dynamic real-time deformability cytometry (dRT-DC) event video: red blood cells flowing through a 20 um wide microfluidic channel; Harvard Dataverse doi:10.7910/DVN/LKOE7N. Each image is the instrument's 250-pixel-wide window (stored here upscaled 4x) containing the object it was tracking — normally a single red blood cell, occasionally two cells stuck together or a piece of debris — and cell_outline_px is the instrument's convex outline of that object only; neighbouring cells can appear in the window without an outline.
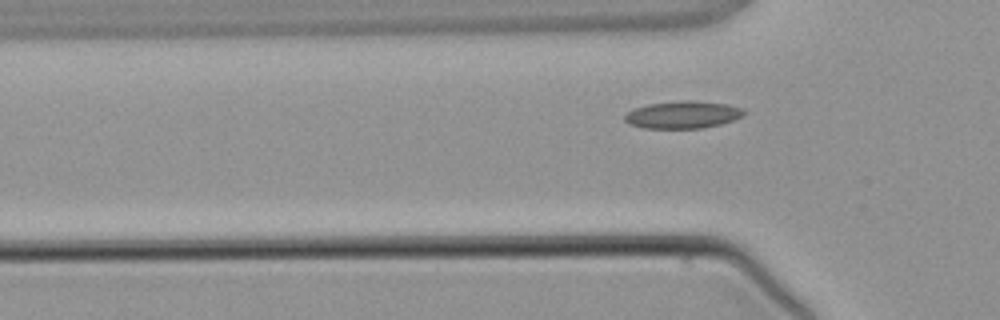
{"species": "common noctule bat (a hibernating species)", "species_latin": "Nyctalus noctula", "temperature_condition": "warm", "stored_images_in_passage": 5, "camera_frame_rate_fps": 3000, "um_per_image_px": 0.085, "animal": {"sex": "male", "body_mass_g": 21.5, "forearm_length_mm": 52.0}, "frame": {"image": 1, "passage_image": 5, "time_ms": 5.667, "image_size_px": [1000, 320], "cell_outline_px": [[748, 112], [744, 116], [720, 124], [704, 128], [644, 128], [628, 124], [624, 120], [624, 116], [628, 112], [636, 108], [648, 104], [680, 100], [728, 104], [744, 108]], "centroid_in_image_um": [58.07, 9.75], "position_along_channel_um": 67.7, "area_um2": 19.02}}